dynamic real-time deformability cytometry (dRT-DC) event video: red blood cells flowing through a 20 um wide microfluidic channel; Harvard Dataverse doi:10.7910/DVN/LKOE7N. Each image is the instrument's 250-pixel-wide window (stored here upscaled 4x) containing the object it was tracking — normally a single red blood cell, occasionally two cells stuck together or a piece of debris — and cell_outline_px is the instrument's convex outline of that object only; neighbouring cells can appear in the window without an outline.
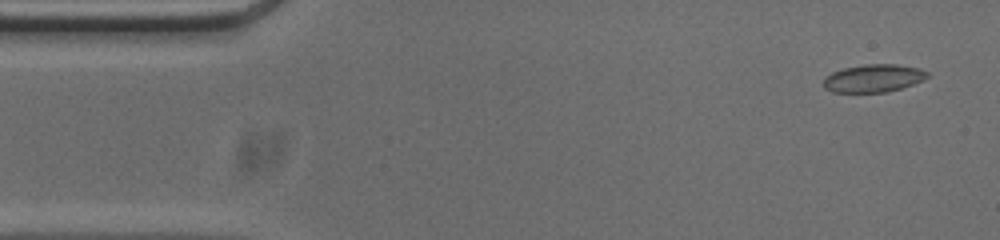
{"species": "common noctule bat (a hibernating species)", "species_latin": "Nyctalus noctula", "temperature_condition": "cold", "stored_images_in_passage": 49, "camera_frame_rate_fps": 3000, "um_per_image_px": 0.085, "animal": {"sex": "male", "body_mass_g": 20.0, "forearm_length_mm": 53.3}, "frame": {"image": 1, "passage_image": 3, "time_ms": 0.667, "image_size_px": [1000, 240], "cell_outline_px": [[928, 76], [924, 80], [888, 92], [832, 92], [824, 88], [824, 76], [832, 72], [844, 68], [864, 64], [896, 64], [920, 68], [928, 72]], "centroid_in_image_um": [74.23, 6.64], "position_along_channel_um": 10.8, "area_um2": 16.88}}
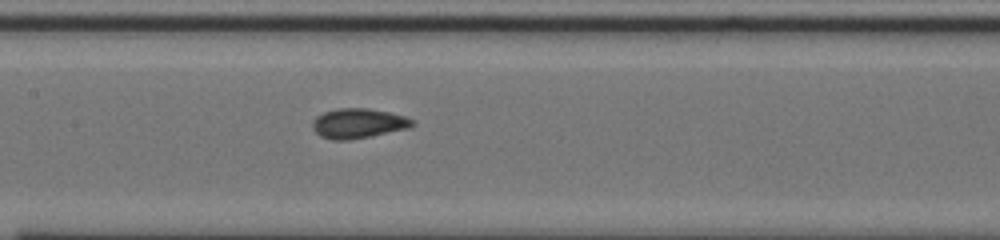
{"frame": {"image": 2, "passage_image": 24, "time_ms": 7.667, "image_size_px": [1000, 240], "cell_outline_px": [[416, 124], [408, 128], [372, 136], [348, 140], [332, 140], [320, 136], [312, 128], [312, 120], [316, 116], [324, 112], [336, 108], [368, 108], [388, 112], [404, 116], [412, 120]], "centroid_in_image_um": [30.42, 10.49], "position_along_channel_um": 177.0, "area_um2": 17.4}}
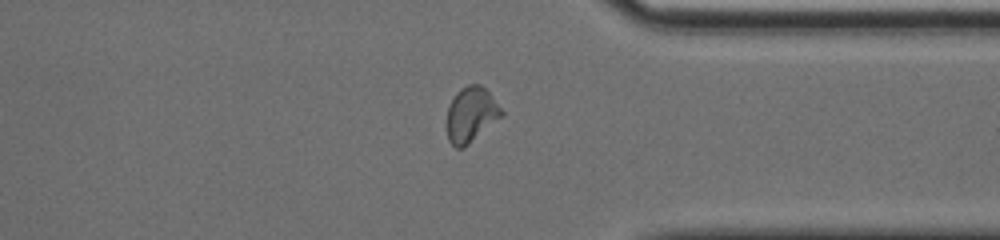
{"frame": {"image": 3, "passage_image": 40, "time_ms": 13.0, "image_size_px": [1000, 240], "cell_outline_px": [[504, 116], [464, 148], [456, 148], [448, 140], [448, 108], [456, 92], [468, 84], [480, 84], [492, 96], [504, 112]], "centroid_in_image_um": [40.07, 9.75], "position_along_channel_um": 371.3, "area_um2": 17.51}, "authors_computed_cell_mechanics": {"area_um2": 16.9354, "velocity_mm_per_s": 3.7811, "shape_relaxation_time_tau1_ms": null, "shape_relaxation_time_tau2_ms": 0.9468, "deformation_change_tau1": null, "deformation_change_tau2": 0.0507}}